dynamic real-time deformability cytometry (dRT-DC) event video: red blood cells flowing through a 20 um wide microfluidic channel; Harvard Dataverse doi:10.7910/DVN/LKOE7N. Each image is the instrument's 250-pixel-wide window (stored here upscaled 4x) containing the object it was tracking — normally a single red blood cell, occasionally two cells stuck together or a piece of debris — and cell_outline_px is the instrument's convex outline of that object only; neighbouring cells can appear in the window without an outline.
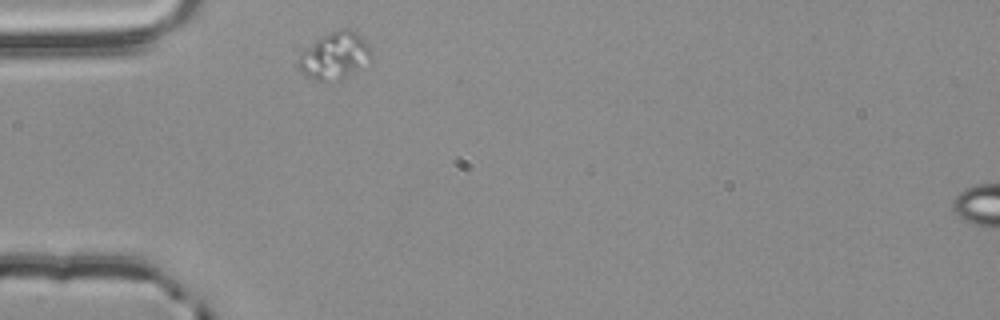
{"species": "common noctule bat (a hibernating species)", "species_latin": "Nyctalus noctula", "temperature_condition": "room temperature", "stored_images_in_passage": 32, "camera_frame_rate_fps": 3000, "um_per_image_px": 0.085, "animal": {"sex": "male", "body_mass_g": 20.4}, "frame": {"image": 1, "passage_image": 1, "time_ms": 0.0, "image_size_px": [1000, 320], "cell_outline_px": [[372, 60], [344, 76], [324, 80], [316, 80], [304, 76], [296, 64], [300, 52], [316, 40], [340, 28], [348, 28], [356, 32], [368, 44], [372, 52]], "centroid_in_image_um": [28.42, 4.71], "position_along_channel_um": 56.6, "area_um2": 19.54}}
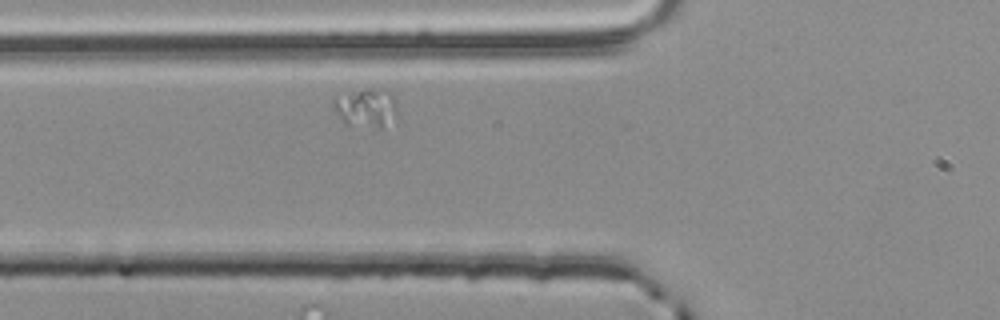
{"frame": {"image": 2, "passage_image": 5, "time_ms": 1.333, "image_size_px": [1000, 320], "cell_outline_px": [[396, 112], [380, 128], [344, 124], [340, 120], [332, 108], [332, 100], [352, 92], [364, 88], [388, 88], [392, 92], [396, 100]], "centroid_in_image_um": [31.1, 9.12], "position_along_channel_um": 94.7, "area_um2": 14.45}}